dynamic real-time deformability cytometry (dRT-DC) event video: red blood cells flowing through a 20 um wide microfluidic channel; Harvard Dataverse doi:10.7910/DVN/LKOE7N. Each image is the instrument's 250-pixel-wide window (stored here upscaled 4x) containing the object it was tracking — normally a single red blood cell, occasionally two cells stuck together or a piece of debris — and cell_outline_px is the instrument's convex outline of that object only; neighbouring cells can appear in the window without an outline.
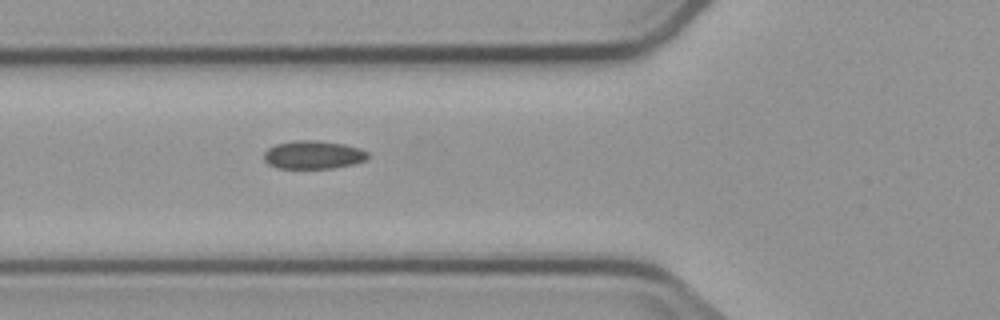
{"species": "common noctule bat (a hibernating species)", "species_latin": "Nyctalus noctula", "temperature_condition": "cold", "stored_images_in_passage": 5, "camera_frame_rate_fps": 3000, "um_per_image_px": 0.085, "animal": {"sex": "male", "body_mass_g": 23.1, "forearm_length_mm": 52.7}, "frame": {"image": 1, "passage_image": 5, "time_ms": 6.333, "image_size_px": [1000, 320], "cell_outline_px": [[368, 156], [364, 160], [352, 164], [332, 168], [276, 168], [268, 164], [264, 160], [264, 152], [268, 148], [276, 144], [292, 140], [316, 140], [344, 144], [360, 148], [368, 152]], "centroid_in_image_um": [26.59, 13.15], "position_along_channel_um": 99.2, "area_um2": 17.11}}